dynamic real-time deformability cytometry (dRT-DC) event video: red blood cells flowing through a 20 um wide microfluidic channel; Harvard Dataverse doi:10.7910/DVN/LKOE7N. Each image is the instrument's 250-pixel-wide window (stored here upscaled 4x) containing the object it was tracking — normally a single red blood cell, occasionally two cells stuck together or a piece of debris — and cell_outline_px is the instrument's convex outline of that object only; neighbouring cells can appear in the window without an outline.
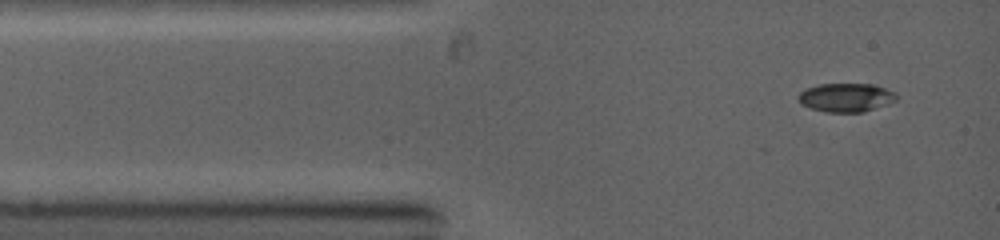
{"species": "common noctule bat (a hibernating species)", "species_latin": "Nyctalus noctula", "temperature_condition": "warm", "stored_images_in_passage": 7, "camera_frame_rate_fps": 5000, "um_per_image_px": 0.085, "animal": {"sex": "female", "body_mass_g": 19.0, "forearm_length_mm": 53.3}, "frame": {"image": 1, "passage_image": 1, "time_ms": 0.0, "image_size_px": [1000, 240], "cell_outline_px": [[896, 100], [888, 104], [864, 112], [824, 112], [800, 104], [796, 96], [804, 88], [820, 84], [872, 84], [896, 92]], "centroid_in_image_um": [71.88, 8.29], "position_along_channel_um": 13.1, "area_um2": 16.53}}
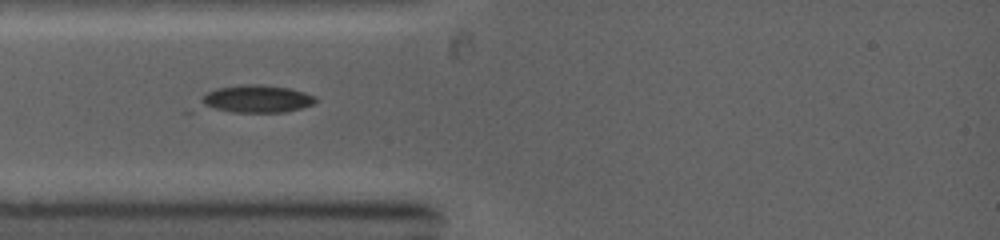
{"frame": {"image": 2, "passage_image": 4, "time_ms": 2.0, "image_size_px": [1000, 240], "cell_outline_px": [[316, 100], [312, 104], [300, 108], [284, 112], [180, 112], [208, 92], [216, 88], [240, 84], [260, 84], [288, 88], [304, 92], [316, 96]], "centroid_in_image_um": [21.36, 8.47], "position_along_channel_um": 63.6, "area_um2": 20.17}}
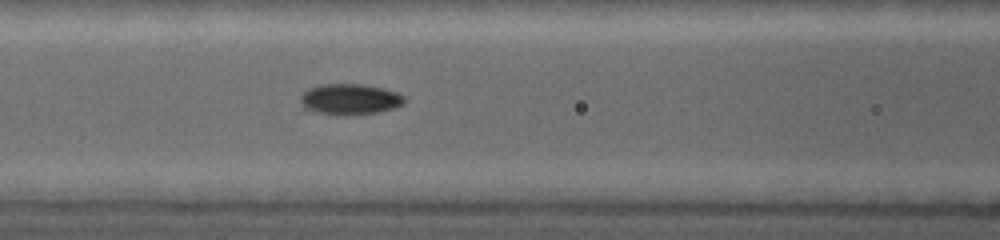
{"frame": {"image": 3, "passage_image": 7, "time_ms": 3.6, "image_size_px": [1000, 240], "cell_outline_px": [[404, 104], [380, 112], [344, 116], [336, 116], [316, 112], [304, 108], [300, 100], [300, 96], [308, 88], [320, 84], [364, 84], [396, 92], [404, 96]], "centroid_in_image_um": [29.7, 8.45], "position_along_channel_um": 136.9, "area_um2": 18.84}}